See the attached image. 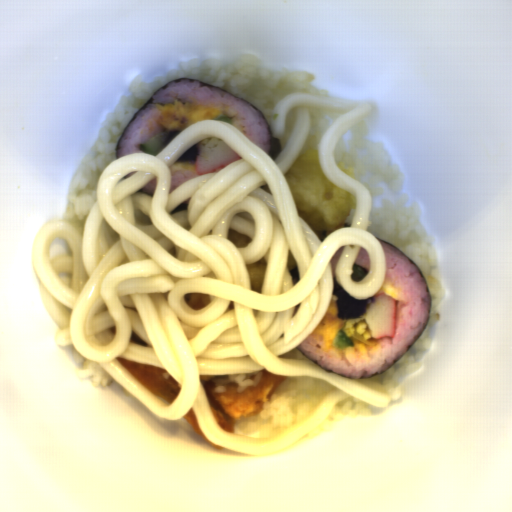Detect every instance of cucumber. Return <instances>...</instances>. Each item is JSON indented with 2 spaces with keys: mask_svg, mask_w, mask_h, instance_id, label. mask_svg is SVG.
<instances>
[{
  "mask_svg": "<svg viewBox=\"0 0 512 512\" xmlns=\"http://www.w3.org/2000/svg\"><path fill=\"white\" fill-rule=\"evenodd\" d=\"M169 133H161L159 135L154 136L150 140L146 141L143 144H139L138 149L143 154H150L152 156H157L165 147H164V138Z\"/></svg>",
  "mask_w": 512,
  "mask_h": 512,
  "instance_id": "cucumber-1",
  "label": "cucumber"
},
{
  "mask_svg": "<svg viewBox=\"0 0 512 512\" xmlns=\"http://www.w3.org/2000/svg\"><path fill=\"white\" fill-rule=\"evenodd\" d=\"M331 344L335 349L342 351L354 346L353 342L350 340L344 330L338 331Z\"/></svg>",
  "mask_w": 512,
  "mask_h": 512,
  "instance_id": "cucumber-2",
  "label": "cucumber"
},
{
  "mask_svg": "<svg viewBox=\"0 0 512 512\" xmlns=\"http://www.w3.org/2000/svg\"><path fill=\"white\" fill-rule=\"evenodd\" d=\"M351 270H353V273H351V277L353 281H360L362 280L368 273L366 269H364L361 265H354L352 266Z\"/></svg>",
  "mask_w": 512,
  "mask_h": 512,
  "instance_id": "cucumber-3",
  "label": "cucumber"
},
{
  "mask_svg": "<svg viewBox=\"0 0 512 512\" xmlns=\"http://www.w3.org/2000/svg\"><path fill=\"white\" fill-rule=\"evenodd\" d=\"M214 120L226 121V122H228L230 124L233 123L232 119H230L226 115H222V114H221V116H219L218 118H216Z\"/></svg>",
  "mask_w": 512,
  "mask_h": 512,
  "instance_id": "cucumber-4",
  "label": "cucumber"
}]
</instances>
